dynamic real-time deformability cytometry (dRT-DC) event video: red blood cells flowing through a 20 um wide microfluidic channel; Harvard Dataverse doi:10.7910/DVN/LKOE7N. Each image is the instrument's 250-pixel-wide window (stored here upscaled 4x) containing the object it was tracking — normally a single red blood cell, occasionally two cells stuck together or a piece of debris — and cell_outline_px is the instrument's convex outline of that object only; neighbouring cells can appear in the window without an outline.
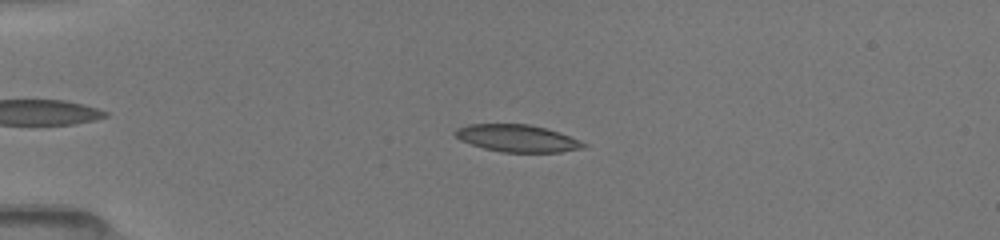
{"species": "common noctule bat (a hibernating species)", "species_latin": "Nyctalus noctula", "temperature_condition": "room temperature", "stored_images_in_passage": 51, "camera_frame_rate_fps": 3000, "um_per_image_px": 0.085, "animal": {"sex": "female", "body_mass_g": 19.5, "forearm_length_mm": 54.1}, "frame": {"image": 1, "passage_image": 13, "time_ms": 4.0, "image_size_px": [1000, 240], "cell_outline_px": [[588, 144], [584, 148], [560, 152], [500, 152], [484, 148], [460, 140], [452, 132], [456, 128], [468, 124], [528, 124], [560, 132], [580, 140]], "centroid_in_image_um": [43.97, 11.75], "position_along_channel_um": 41.0, "area_um2": 20.4}}
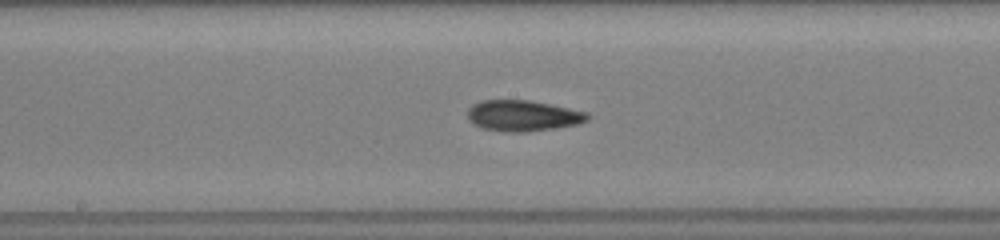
{"frame": {"image": 2, "passage_image": 28, "time_ms": 9.0, "image_size_px": [1000, 240], "cell_outline_px": [[588, 120], [576, 124], [556, 128], [524, 132], [504, 132], [484, 128], [472, 124], [468, 120], [468, 108], [472, 104], [480, 100], [528, 100], [588, 112]], "centroid_in_image_um": [44.4, 9.83], "position_along_channel_um": 203.8, "area_um2": 21.56}}
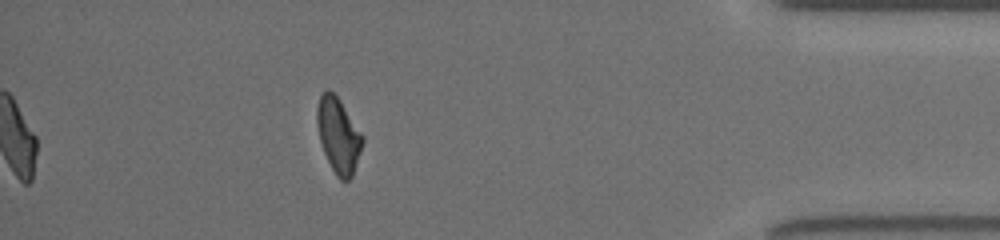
{"frame": {"image": 3, "passage_image": 46, "time_ms": 15.0, "image_size_px": [1000, 240], "cell_outline_px": [[364, 140], [352, 176], [348, 180], [340, 180], [336, 176], [324, 152], [320, 140], [316, 124], [316, 108], [320, 96], [328, 88], [336, 96], [364, 136]], "centroid_in_image_um": [28.75, 11.51], "position_along_channel_um": 406.4, "area_um2": 19.59}, "authors_computed_cell_mechanics": {"area_um2": 20.5768, "velocity_mm_per_s": 4.0442, "shape_relaxation_time_tau1_ms": 6.8909, "shape_relaxation_time_tau2_ms": 5.3014, "deformation_change_tau1": 0.207, "deformation_change_tau2": 0.1155}}